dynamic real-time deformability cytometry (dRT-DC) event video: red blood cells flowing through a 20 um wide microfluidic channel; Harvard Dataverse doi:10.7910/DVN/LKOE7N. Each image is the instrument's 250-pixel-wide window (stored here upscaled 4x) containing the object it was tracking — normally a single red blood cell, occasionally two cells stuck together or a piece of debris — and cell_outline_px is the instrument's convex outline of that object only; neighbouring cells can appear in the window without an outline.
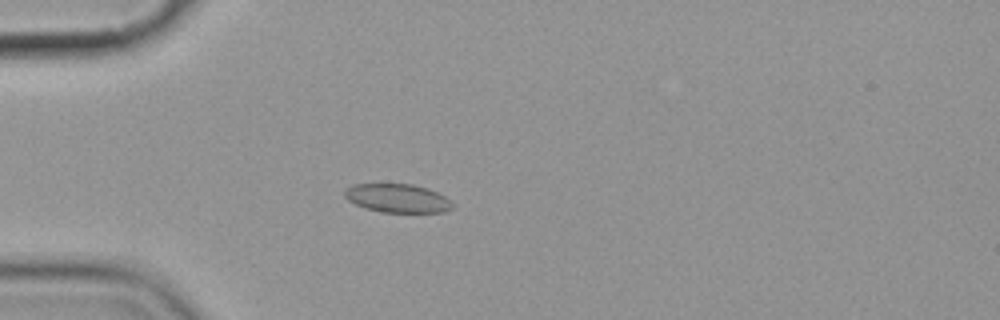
{"species": "common noctule bat (a hibernating species)", "species_latin": "Nyctalus noctula", "temperature_condition": "cold", "stored_images_in_passage": 5, "camera_frame_rate_fps": 3000, "um_per_image_px": 0.085, "animal": {"sex": "female", "body_mass_g": 19.9}, "frame": {"image": 1, "passage_image": 5, "time_ms": 4.667, "image_size_px": [1000, 320], "cell_outline_px": [[452, 208], [444, 212], [380, 212], [364, 208], [348, 200], [344, 196], [344, 188], [352, 184], [412, 184], [436, 192], [444, 196], [452, 204]], "centroid_in_image_um": [33.72, 16.85], "position_along_channel_um": 51.3, "area_um2": 17.86}}